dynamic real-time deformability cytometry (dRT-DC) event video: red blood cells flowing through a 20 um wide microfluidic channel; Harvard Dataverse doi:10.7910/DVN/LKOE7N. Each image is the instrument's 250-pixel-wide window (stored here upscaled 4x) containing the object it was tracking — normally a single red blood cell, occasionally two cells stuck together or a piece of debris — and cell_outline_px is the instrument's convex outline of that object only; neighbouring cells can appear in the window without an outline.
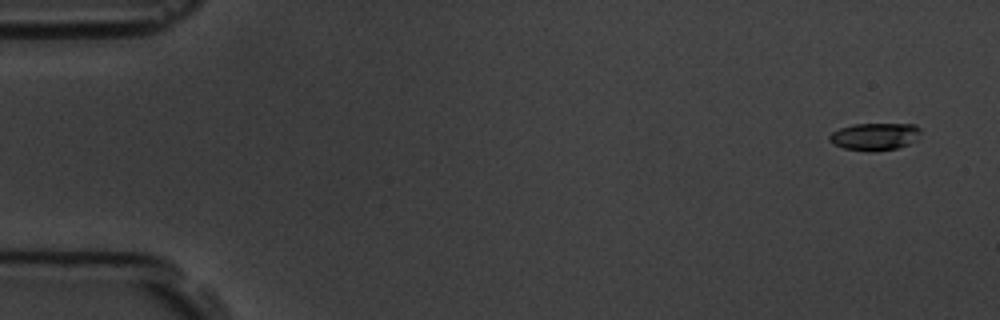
{"species": "common noctule bat (a hibernating species)", "species_latin": "Nyctalus noctula", "temperature_condition": "room temperature", "stored_images_in_passage": 5, "camera_frame_rate_fps": 3000, "um_per_image_px": 0.085, "animal": {"sex": "male", "body_mass_g": 19.5, "forearm_length_mm": 54.6}, "frame": {"image": 1, "passage_image": 1, "time_ms": 0.0, "image_size_px": [1000, 320], "cell_outline_px": [[920, 132], [916, 140], [908, 144], [896, 148], [872, 152], [868, 152], [844, 148], [832, 144], [828, 140], [828, 136], [832, 132], [840, 128], [852, 124], [916, 124], [920, 128]], "centroid_in_image_um": [74.32, 11.61], "position_along_channel_um": 10.7, "area_um2": 14.68}}
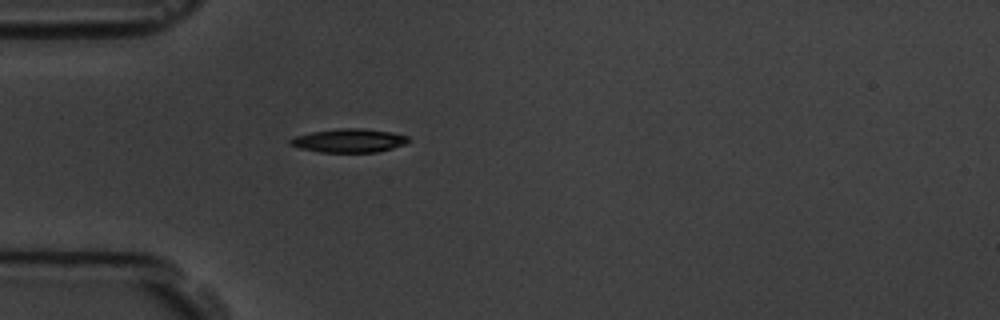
{"frame": {"image": 2, "passage_image": 5, "time_ms": 4.667, "image_size_px": [1000, 320], "cell_outline_px": [[412, 140], [404, 144], [392, 148], [376, 152], [320, 152], [300, 148], [288, 144], [288, 140], [296, 136], [312, 132], [340, 128], [364, 128], [392, 132], [408, 136]], "centroid_in_image_um": [29.68, 11.94], "position_along_channel_um": 55.3, "area_um2": 16.3}}